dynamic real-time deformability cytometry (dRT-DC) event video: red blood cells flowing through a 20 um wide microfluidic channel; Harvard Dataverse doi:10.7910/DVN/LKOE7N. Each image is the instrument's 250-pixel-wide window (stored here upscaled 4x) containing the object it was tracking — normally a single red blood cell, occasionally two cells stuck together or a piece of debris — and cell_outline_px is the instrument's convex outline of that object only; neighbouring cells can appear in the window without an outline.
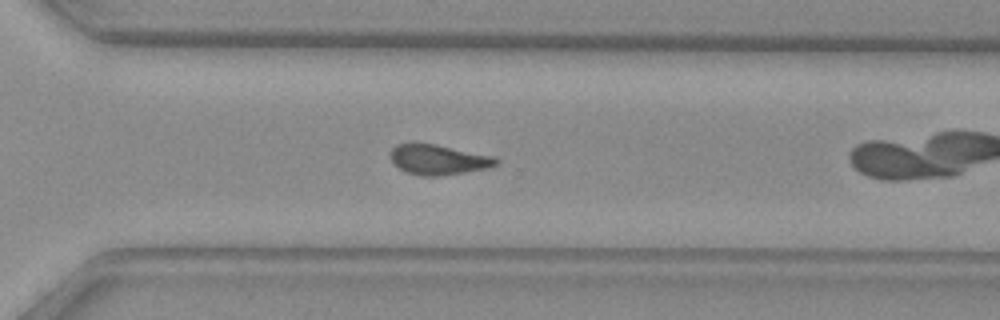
{"species": "common noctule bat (a hibernating species)", "species_latin": "Nyctalus noctula", "temperature_condition": "warm", "stored_images_in_passage": 38, "camera_frame_rate_fps": 3000, "um_per_image_px": 0.085, "animal": {"sex": "female", "body_mass_g": 29.2, "forearm_length_mm": 56.3}, "frame": {"image": 1, "passage_image": 22, "time_ms": 7.0, "image_size_px": [1000, 320], "cell_outline_px": [[500, 164], [488, 168], [464, 172], [436, 176], [424, 176], [404, 172], [392, 164], [388, 156], [392, 148], [396, 144], [436, 144], [496, 156], [500, 160]], "centroid_in_image_um": [37.27, 13.57], "position_along_channel_um": 333.3, "area_um2": 18.84}}